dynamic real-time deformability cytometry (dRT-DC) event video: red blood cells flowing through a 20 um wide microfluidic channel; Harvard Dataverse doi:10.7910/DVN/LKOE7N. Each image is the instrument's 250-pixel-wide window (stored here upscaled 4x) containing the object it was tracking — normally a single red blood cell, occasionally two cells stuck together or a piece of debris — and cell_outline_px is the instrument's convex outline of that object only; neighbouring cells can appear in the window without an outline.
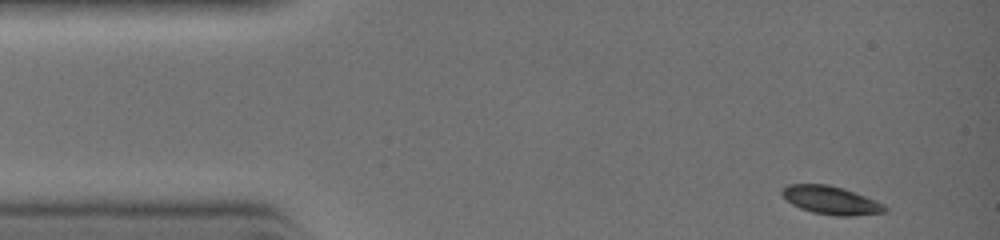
{"species": "common noctule bat (a hibernating species)", "species_latin": "Nyctalus noctula", "temperature_condition": "warm", "stored_images_in_passage": 29, "camera_frame_rate_fps": 3000, "um_per_image_px": 0.085, "animal": {"sex": "female", "body_mass_g": 19.0, "forearm_length_mm": 51.5}, "frame": {"image": 1, "passage_image": 1, "time_ms": 0.0, "image_size_px": [1000, 240], "cell_outline_px": [[888, 212], [852, 216], [836, 216], [812, 212], [800, 208], [792, 204], [780, 192], [788, 184], [828, 184], [844, 188], [884, 204], [888, 208]], "centroid_in_image_um": [70.66, 17.03], "position_along_channel_um": 14.3, "area_um2": 16.88}}
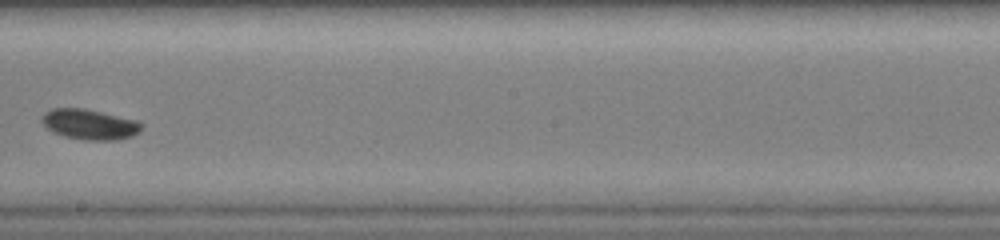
{"frame": {"image": 2, "passage_image": 17, "time_ms": 5.333, "image_size_px": [1000, 240], "cell_outline_px": [[144, 128], [140, 132], [132, 136], [116, 140], [84, 140], [64, 136], [52, 132], [40, 120], [40, 116], [44, 112], [52, 108], [84, 108], [140, 120], [144, 124]], "centroid_in_image_um": [7.66, 10.56], "position_along_channel_um": 240.5, "area_um2": 18.03}}
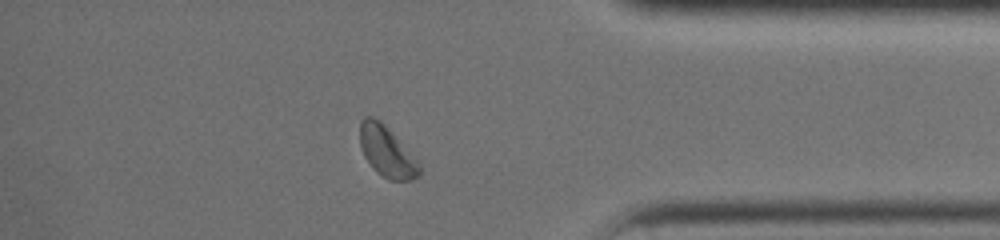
{"frame": {"image": 3, "passage_image": 26, "time_ms": 8.333, "image_size_px": [1000, 240], "cell_outline_px": [[420, 176], [412, 180], [388, 180], [376, 172], [364, 156], [360, 144], [360, 120], [364, 116], [372, 116], [380, 120], [384, 124], [420, 164]], "centroid_in_image_um": [32.86, 12.89], "position_along_channel_um": 402.3, "area_um2": 17.4}}